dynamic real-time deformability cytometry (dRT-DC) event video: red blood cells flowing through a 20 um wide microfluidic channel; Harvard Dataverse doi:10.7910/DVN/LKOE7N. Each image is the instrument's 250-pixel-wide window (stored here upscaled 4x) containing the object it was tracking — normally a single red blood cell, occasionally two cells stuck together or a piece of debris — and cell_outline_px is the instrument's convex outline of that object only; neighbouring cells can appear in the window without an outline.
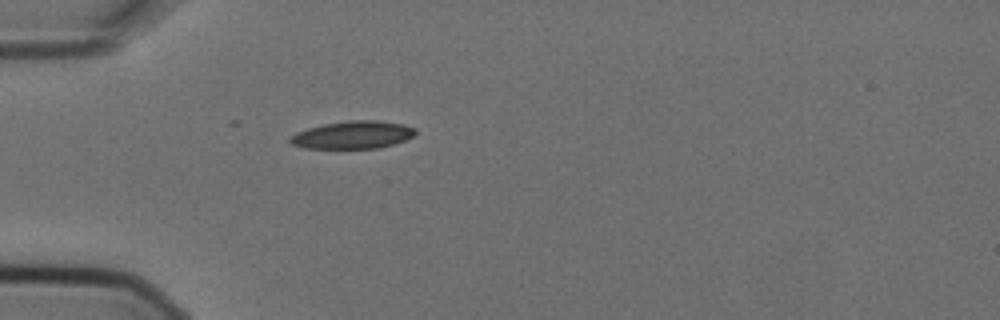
{"species": "Egyptian fruit bat (a non-hibernating species)", "species_latin": "Rousettus aegyptiacus", "temperature_condition": "cold", "stored_images_in_passage": 1, "camera_frame_rate_fps": 3000, "um_per_image_px": 0.085, "animal": {"sex": "female"}, "frame": {"image": 1, "passage_image": 1, "time_ms": 0.0, "image_size_px": [1000, 320], "cell_outline_px": [[416, 136], [392, 144], [376, 148], [304, 148], [292, 144], [288, 140], [296, 132], [308, 128], [324, 124], [348, 120], [376, 120], [400, 124], [416, 128]], "centroid_in_image_um": [29.99, 11.46], "position_along_channel_um": 55.0, "area_um2": 20.06}}